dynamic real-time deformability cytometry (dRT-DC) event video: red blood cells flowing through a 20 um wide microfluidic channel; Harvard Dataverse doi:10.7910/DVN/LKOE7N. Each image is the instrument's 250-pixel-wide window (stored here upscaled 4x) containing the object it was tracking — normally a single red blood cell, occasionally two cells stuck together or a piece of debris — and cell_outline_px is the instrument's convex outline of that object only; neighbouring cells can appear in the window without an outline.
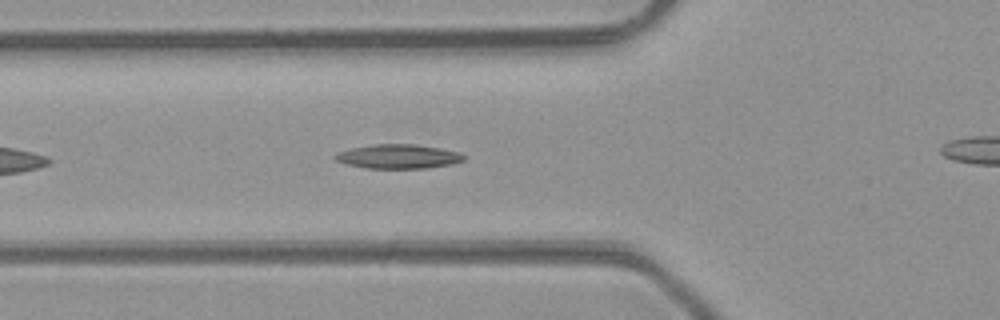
{"species": "common noctule bat (a hibernating species)", "species_latin": "Nyctalus noctula", "temperature_condition": "room temperature", "stored_images_in_passage": 9, "camera_frame_rate_fps": 3000, "um_per_image_px": 0.085, "animal": {"sex": "male", "body_mass_g": 23.1, "forearm_length_mm": 52.7}, "frame": {"image": 1, "passage_image": 6, "time_ms": 1.667, "image_size_px": [1000, 320], "cell_outline_px": [[464, 160], [452, 164], [428, 168], [364, 168], [332, 160], [332, 156], [340, 152], [352, 148], [372, 144], [416, 144], [440, 148], [460, 152], [464, 156]], "centroid_in_image_um": [33.84, 13.3], "position_along_channel_um": 92.0, "area_um2": 18.21}}